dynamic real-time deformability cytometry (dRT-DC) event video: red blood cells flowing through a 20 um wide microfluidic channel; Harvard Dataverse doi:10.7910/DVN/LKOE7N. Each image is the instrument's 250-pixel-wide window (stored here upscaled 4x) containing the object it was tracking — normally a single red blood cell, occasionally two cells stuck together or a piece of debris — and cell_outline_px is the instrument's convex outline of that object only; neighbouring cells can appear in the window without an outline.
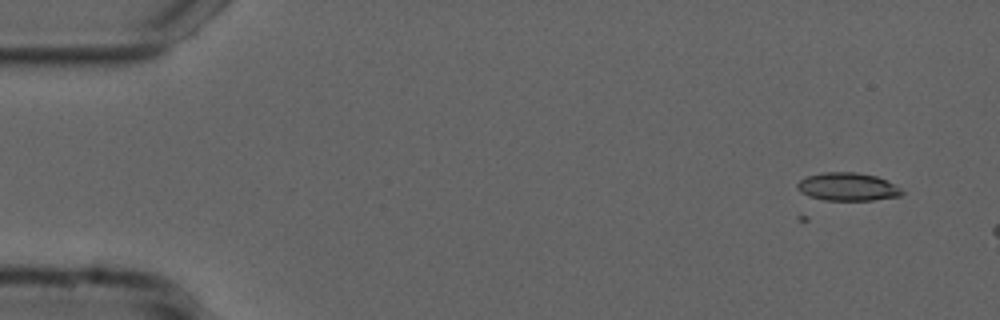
{"species": "common noctule bat (a hibernating species)", "species_latin": "Nyctalus noctula", "temperature_condition": "cold", "stored_images_in_passage": 2, "camera_frame_rate_fps": 3000, "um_per_image_px": 0.085, "animal": {"sex": "male", "forearm_length_mm": 52.5}, "frame": {"image": 1, "passage_image": 2, "time_ms": 0.333, "image_size_px": [1000, 320], "cell_outline_px": [[904, 192], [900, 196], [872, 200], [824, 200], [808, 196], [800, 192], [796, 188], [796, 184], [804, 176], [820, 172], [856, 172], [876, 176], [900, 188]], "centroid_in_image_um": [71.97, 15.87], "position_along_channel_um": 13.0, "area_um2": 17.17}}